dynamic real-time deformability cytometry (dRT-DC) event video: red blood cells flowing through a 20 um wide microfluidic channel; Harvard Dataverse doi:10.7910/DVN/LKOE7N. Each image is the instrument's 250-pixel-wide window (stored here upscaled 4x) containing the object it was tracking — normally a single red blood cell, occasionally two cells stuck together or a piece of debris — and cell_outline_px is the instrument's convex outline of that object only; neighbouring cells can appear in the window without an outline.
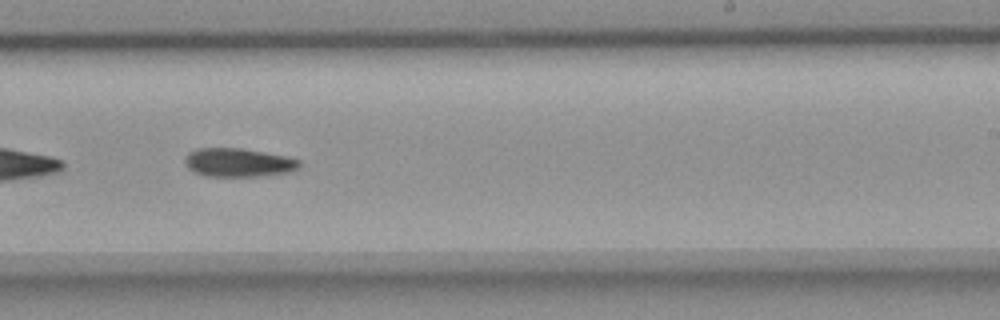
{"species": "common noctule bat (a hibernating species)", "species_latin": "Nyctalus noctula", "temperature_condition": "room temperature", "stored_images_in_passage": 40, "camera_frame_rate_fps": 3000, "um_per_image_px": 0.085, "animal": {"sex": "female", "body_mass_g": 18.4}, "frame": {"image": 1, "passage_image": 18, "time_ms": 5.667, "image_size_px": [1000, 320], "cell_outline_px": [[300, 168], [288, 172], [256, 176], [208, 176], [192, 172], [184, 164], [184, 156], [188, 152], [196, 148], [240, 148], [284, 156], [300, 160]], "centroid_in_image_um": [20.19, 13.81], "position_along_channel_um": 268.8, "area_um2": 19.07}}
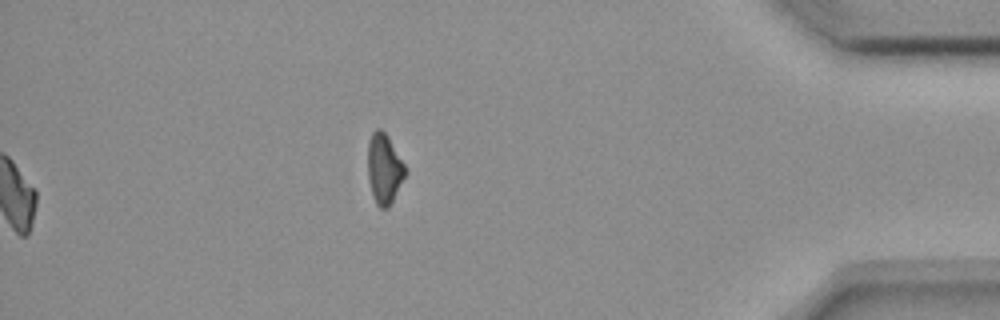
{"frame": {"image": 2, "passage_image": 40, "time_ms": 13.0, "image_size_px": [1000, 320], "cell_outline_px": [[408, 172], [388, 208], [380, 208], [376, 204], [372, 192], [368, 176], [368, 140], [372, 132], [376, 128], [380, 128], [384, 132], [408, 168]], "centroid_in_image_um": [32.68, 14.33], "position_along_channel_um": 402.5, "area_um2": 15.32}, "authors_computed_cell_mechanics": {"area_um2": 18.6116, "velocity_mm_per_s": 3.6662, "shape_relaxation_time_tau1_ms": 5.868, "shape_relaxation_time_tau2_ms": null, "deformation_change_tau1": 0.1459, "deformation_change_tau2": null}}